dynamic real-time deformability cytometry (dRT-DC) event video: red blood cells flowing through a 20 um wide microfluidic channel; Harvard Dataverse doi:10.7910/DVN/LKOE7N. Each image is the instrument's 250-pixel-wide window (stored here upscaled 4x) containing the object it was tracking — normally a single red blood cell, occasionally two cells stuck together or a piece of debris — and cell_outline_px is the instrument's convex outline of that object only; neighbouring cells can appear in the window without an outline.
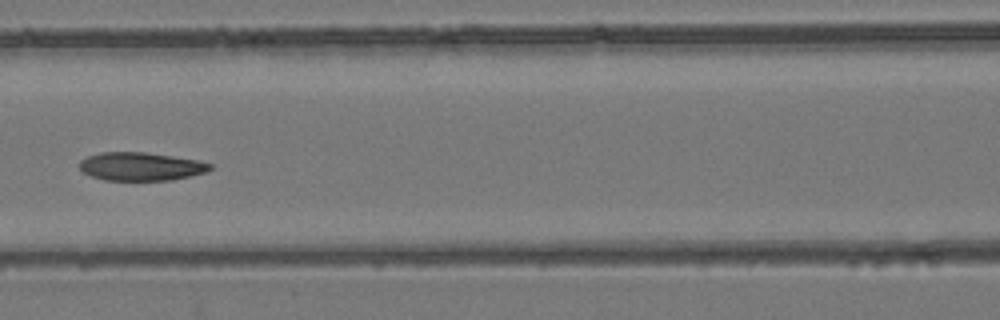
{"species": "common noctule bat (a hibernating species)", "species_latin": "Nyctalus noctula", "temperature_condition": "room temperature", "stored_images_in_passage": 8, "camera_frame_rate_fps": 3000, "um_per_image_px": 0.085, "animal": {"sex": "female", "body_mass_g": 24.6, "forearm_length_mm": 56.2}, "frame": {"image": 1, "passage_image": 7, "time_ms": 2.0, "image_size_px": [1000, 320], "cell_outline_px": [[212, 168], [208, 172], [172, 180], [104, 180], [92, 176], [84, 172], [80, 168], [80, 160], [88, 156], [100, 152], [144, 152], [172, 156], [196, 160], [212, 164]], "centroid_in_image_um": [11.98, 14.15], "position_along_channel_um": 154.6, "area_um2": 21.44}}
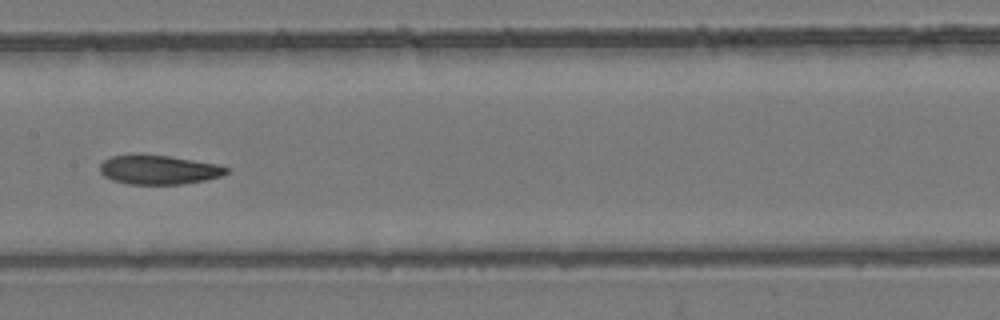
{"frame": {"image": 2, "passage_image": 8, "time_ms": 2.333, "image_size_px": [1000, 320], "cell_outline_px": [[228, 172], [220, 176], [204, 180], [180, 184], [128, 184], [112, 180], [104, 176], [100, 172], [100, 164], [104, 160], [112, 156], [168, 156], [220, 164], [228, 168]], "centroid_in_image_um": [13.51, 14.45], "position_along_channel_um": 193.9, "area_um2": 21.04}}